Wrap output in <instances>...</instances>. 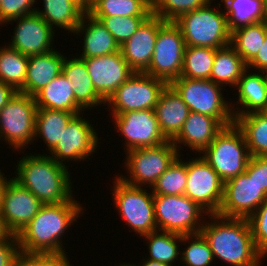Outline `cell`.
Returning <instances> with one entry per match:
<instances>
[{
    "mask_svg": "<svg viewBox=\"0 0 267 266\" xmlns=\"http://www.w3.org/2000/svg\"><path fill=\"white\" fill-rule=\"evenodd\" d=\"M7 232L4 230V227L1 223V218H0V238L3 237Z\"/></svg>",
    "mask_w": 267,
    "mask_h": 266,
    "instance_id": "53",
    "label": "cell"
},
{
    "mask_svg": "<svg viewBox=\"0 0 267 266\" xmlns=\"http://www.w3.org/2000/svg\"><path fill=\"white\" fill-rule=\"evenodd\" d=\"M119 264H120L119 266H137L135 264L132 265V264H129V263H127V264L126 263L125 264L124 263L123 264L119 263Z\"/></svg>",
    "mask_w": 267,
    "mask_h": 266,
    "instance_id": "56",
    "label": "cell"
},
{
    "mask_svg": "<svg viewBox=\"0 0 267 266\" xmlns=\"http://www.w3.org/2000/svg\"><path fill=\"white\" fill-rule=\"evenodd\" d=\"M71 85V81L67 80L62 73L59 74L33 96L37 108L82 113L83 110L76 104Z\"/></svg>",
    "mask_w": 267,
    "mask_h": 266,
    "instance_id": "27",
    "label": "cell"
},
{
    "mask_svg": "<svg viewBox=\"0 0 267 266\" xmlns=\"http://www.w3.org/2000/svg\"><path fill=\"white\" fill-rule=\"evenodd\" d=\"M223 128L225 126L218 119L190 111L181 131L172 140V143L180 155L179 147H182L181 145H186L187 148L189 147L195 153L200 152L201 154Z\"/></svg>",
    "mask_w": 267,
    "mask_h": 266,
    "instance_id": "21",
    "label": "cell"
},
{
    "mask_svg": "<svg viewBox=\"0 0 267 266\" xmlns=\"http://www.w3.org/2000/svg\"><path fill=\"white\" fill-rule=\"evenodd\" d=\"M17 161L16 176L12 177L43 204L68 202L73 197L70 171L51 155H26Z\"/></svg>",
    "mask_w": 267,
    "mask_h": 266,
    "instance_id": "3",
    "label": "cell"
},
{
    "mask_svg": "<svg viewBox=\"0 0 267 266\" xmlns=\"http://www.w3.org/2000/svg\"><path fill=\"white\" fill-rule=\"evenodd\" d=\"M215 54V48L186 46L180 77L209 79Z\"/></svg>",
    "mask_w": 267,
    "mask_h": 266,
    "instance_id": "37",
    "label": "cell"
},
{
    "mask_svg": "<svg viewBox=\"0 0 267 266\" xmlns=\"http://www.w3.org/2000/svg\"><path fill=\"white\" fill-rule=\"evenodd\" d=\"M16 22L11 38V48L26 56L48 53L53 49L55 30L36 12L10 20ZM16 29V30H15Z\"/></svg>",
    "mask_w": 267,
    "mask_h": 266,
    "instance_id": "18",
    "label": "cell"
},
{
    "mask_svg": "<svg viewBox=\"0 0 267 266\" xmlns=\"http://www.w3.org/2000/svg\"><path fill=\"white\" fill-rule=\"evenodd\" d=\"M229 30L267 20L265 0H221Z\"/></svg>",
    "mask_w": 267,
    "mask_h": 266,
    "instance_id": "33",
    "label": "cell"
},
{
    "mask_svg": "<svg viewBox=\"0 0 267 266\" xmlns=\"http://www.w3.org/2000/svg\"><path fill=\"white\" fill-rule=\"evenodd\" d=\"M74 199L58 204H43L35 217L17 237L20 252L25 254L64 253L62 235L83 214ZM61 238V239H60Z\"/></svg>",
    "mask_w": 267,
    "mask_h": 266,
    "instance_id": "1",
    "label": "cell"
},
{
    "mask_svg": "<svg viewBox=\"0 0 267 266\" xmlns=\"http://www.w3.org/2000/svg\"><path fill=\"white\" fill-rule=\"evenodd\" d=\"M154 112L162 134L172 141L181 131L190 110L177 92L167 84L158 98Z\"/></svg>",
    "mask_w": 267,
    "mask_h": 266,
    "instance_id": "22",
    "label": "cell"
},
{
    "mask_svg": "<svg viewBox=\"0 0 267 266\" xmlns=\"http://www.w3.org/2000/svg\"><path fill=\"white\" fill-rule=\"evenodd\" d=\"M20 253L17 235L6 233L0 238V266H12Z\"/></svg>",
    "mask_w": 267,
    "mask_h": 266,
    "instance_id": "45",
    "label": "cell"
},
{
    "mask_svg": "<svg viewBox=\"0 0 267 266\" xmlns=\"http://www.w3.org/2000/svg\"><path fill=\"white\" fill-rule=\"evenodd\" d=\"M1 170V169H0ZM4 176V177H3ZM11 178H6L4 173H2L0 171V208H1V204H2V197H3V193H4V190H5V187L8 183V181L10 180Z\"/></svg>",
    "mask_w": 267,
    "mask_h": 266,
    "instance_id": "51",
    "label": "cell"
},
{
    "mask_svg": "<svg viewBox=\"0 0 267 266\" xmlns=\"http://www.w3.org/2000/svg\"><path fill=\"white\" fill-rule=\"evenodd\" d=\"M75 115L64 110L37 108L35 137H42L50 152L61 140L64 129Z\"/></svg>",
    "mask_w": 267,
    "mask_h": 266,
    "instance_id": "29",
    "label": "cell"
},
{
    "mask_svg": "<svg viewBox=\"0 0 267 266\" xmlns=\"http://www.w3.org/2000/svg\"><path fill=\"white\" fill-rule=\"evenodd\" d=\"M167 83L151 75L135 72L105 101L112 114L154 109Z\"/></svg>",
    "mask_w": 267,
    "mask_h": 266,
    "instance_id": "12",
    "label": "cell"
},
{
    "mask_svg": "<svg viewBox=\"0 0 267 266\" xmlns=\"http://www.w3.org/2000/svg\"><path fill=\"white\" fill-rule=\"evenodd\" d=\"M125 153L127 157L124 166L130 178L126 175L118 177L129 185L141 187L148 184L150 188L180 155L171 140L159 146L133 149Z\"/></svg>",
    "mask_w": 267,
    "mask_h": 266,
    "instance_id": "8",
    "label": "cell"
},
{
    "mask_svg": "<svg viewBox=\"0 0 267 266\" xmlns=\"http://www.w3.org/2000/svg\"><path fill=\"white\" fill-rule=\"evenodd\" d=\"M43 3V10L35 12L53 29L60 27L74 34L84 13L69 0H43Z\"/></svg>",
    "mask_w": 267,
    "mask_h": 266,
    "instance_id": "32",
    "label": "cell"
},
{
    "mask_svg": "<svg viewBox=\"0 0 267 266\" xmlns=\"http://www.w3.org/2000/svg\"><path fill=\"white\" fill-rule=\"evenodd\" d=\"M154 211L158 231L181 235L199 233L207 213L184 194L154 195Z\"/></svg>",
    "mask_w": 267,
    "mask_h": 266,
    "instance_id": "10",
    "label": "cell"
},
{
    "mask_svg": "<svg viewBox=\"0 0 267 266\" xmlns=\"http://www.w3.org/2000/svg\"><path fill=\"white\" fill-rule=\"evenodd\" d=\"M234 123L245 137L250 156H267V112L234 116Z\"/></svg>",
    "mask_w": 267,
    "mask_h": 266,
    "instance_id": "30",
    "label": "cell"
},
{
    "mask_svg": "<svg viewBox=\"0 0 267 266\" xmlns=\"http://www.w3.org/2000/svg\"><path fill=\"white\" fill-rule=\"evenodd\" d=\"M83 59L96 92L105 101L135 73L123 58L121 51Z\"/></svg>",
    "mask_w": 267,
    "mask_h": 266,
    "instance_id": "19",
    "label": "cell"
},
{
    "mask_svg": "<svg viewBox=\"0 0 267 266\" xmlns=\"http://www.w3.org/2000/svg\"><path fill=\"white\" fill-rule=\"evenodd\" d=\"M263 75H264V78H265V82H266V86H267V69H264L262 71Z\"/></svg>",
    "mask_w": 267,
    "mask_h": 266,
    "instance_id": "54",
    "label": "cell"
},
{
    "mask_svg": "<svg viewBox=\"0 0 267 266\" xmlns=\"http://www.w3.org/2000/svg\"><path fill=\"white\" fill-rule=\"evenodd\" d=\"M267 199L253 177L245 173L224 182L223 200L217 215L248 219Z\"/></svg>",
    "mask_w": 267,
    "mask_h": 266,
    "instance_id": "16",
    "label": "cell"
},
{
    "mask_svg": "<svg viewBox=\"0 0 267 266\" xmlns=\"http://www.w3.org/2000/svg\"><path fill=\"white\" fill-rule=\"evenodd\" d=\"M61 73L71 81L76 104L83 110L105 105V100L96 92L88 74L85 60L80 57L64 58ZM91 107V108H90Z\"/></svg>",
    "mask_w": 267,
    "mask_h": 266,
    "instance_id": "24",
    "label": "cell"
},
{
    "mask_svg": "<svg viewBox=\"0 0 267 266\" xmlns=\"http://www.w3.org/2000/svg\"><path fill=\"white\" fill-rule=\"evenodd\" d=\"M202 154L224 182L244 173L251 157L245 137L235 123L223 128Z\"/></svg>",
    "mask_w": 267,
    "mask_h": 266,
    "instance_id": "5",
    "label": "cell"
},
{
    "mask_svg": "<svg viewBox=\"0 0 267 266\" xmlns=\"http://www.w3.org/2000/svg\"><path fill=\"white\" fill-rule=\"evenodd\" d=\"M213 0H155L152 13L163 21H175L184 13L196 10Z\"/></svg>",
    "mask_w": 267,
    "mask_h": 266,
    "instance_id": "40",
    "label": "cell"
},
{
    "mask_svg": "<svg viewBox=\"0 0 267 266\" xmlns=\"http://www.w3.org/2000/svg\"><path fill=\"white\" fill-rule=\"evenodd\" d=\"M99 20L113 35L114 40L122 46L137 31L147 17H93Z\"/></svg>",
    "mask_w": 267,
    "mask_h": 266,
    "instance_id": "41",
    "label": "cell"
},
{
    "mask_svg": "<svg viewBox=\"0 0 267 266\" xmlns=\"http://www.w3.org/2000/svg\"><path fill=\"white\" fill-rule=\"evenodd\" d=\"M247 68L261 72L267 69V34L263 45H261L257 55L247 64Z\"/></svg>",
    "mask_w": 267,
    "mask_h": 266,
    "instance_id": "47",
    "label": "cell"
},
{
    "mask_svg": "<svg viewBox=\"0 0 267 266\" xmlns=\"http://www.w3.org/2000/svg\"><path fill=\"white\" fill-rule=\"evenodd\" d=\"M89 14L92 17H148L152 7L145 0H97Z\"/></svg>",
    "mask_w": 267,
    "mask_h": 266,
    "instance_id": "35",
    "label": "cell"
},
{
    "mask_svg": "<svg viewBox=\"0 0 267 266\" xmlns=\"http://www.w3.org/2000/svg\"><path fill=\"white\" fill-rule=\"evenodd\" d=\"M43 203L11 178L4 190L0 218L4 230L18 235L35 217Z\"/></svg>",
    "mask_w": 267,
    "mask_h": 266,
    "instance_id": "15",
    "label": "cell"
},
{
    "mask_svg": "<svg viewBox=\"0 0 267 266\" xmlns=\"http://www.w3.org/2000/svg\"><path fill=\"white\" fill-rule=\"evenodd\" d=\"M143 264L141 266H169L165 263L159 262V261H155V260H151V259H144L143 260ZM140 266V265H137Z\"/></svg>",
    "mask_w": 267,
    "mask_h": 266,
    "instance_id": "52",
    "label": "cell"
},
{
    "mask_svg": "<svg viewBox=\"0 0 267 266\" xmlns=\"http://www.w3.org/2000/svg\"><path fill=\"white\" fill-rule=\"evenodd\" d=\"M113 200L119 214L141 237L157 231L154 211V194L148 189L124 183L118 176L114 178Z\"/></svg>",
    "mask_w": 267,
    "mask_h": 266,
    "instance_id": "7",
    "label": "cell"
},
{
    "mask_svg": "<svg viewBox=\"0 0 267 266\" xmlns=\"http://www.w3.org/2000/svg\"><path fill=\"white\" fill-rule=\"evenodd\" d=\"M169 85L177 92L190 111L212 116L225 127L234 124L231 103L224 99L221 92L222 85L209 79L199 80L184 77L172 80Z\"/></svg>",
    "mask_w": 267,
    "mask_h": 266,
    "instance_id": "6",
    "label": "cell"
},
{
    "mask_svg": "<svg viewBox=\"0 0 267 266\" xmlns=\"http://www.w3.org/2000/svg\"><path fill=\"white\" fill-rule=\"evenodd\" d=\"M12 266H39V254H25L20 252L15 257Z\"/></svg>",
    "mask_w": 267,
    "mask_h": 266,
    "instance_id": "48",
    "label": "cell"
},
{
    "mask_svg": "<svg viewBox=\"0 0 267 266\" xmlns=\"http://www.w3.org/2000/svg\"><path fill=\"white\" fill-rule=\"evenodd\" d=\"M265 5H266V18H267V0H265Z\"/></svg>",
    "mask_w": 267,
    "mask_h": 266,
    "instance_id": "57",
    "label": "cell"
},
{
    "mask_svg": "<svg viewBox=\"0 0 267 266\" xmlns=\"http://www.w3.org/2000/svg\"><path fill=\"white\" fill-rule=\"evenodd\" d=\"M36 0H1L0 24L4 25L10 20L32 14L36 8H32Z\"/></svg>",
    "mask_w": 267,
    "mask_h": 266,
    "instance_id": "43",
    "label": "cell"
},
{
    "mask_svg": "<svg viewBox=\"0 0 267 266\" xmlns=\"http://www.w3.org/2000/svg\"><path fill=\"white\" fill-rule=\"evenodd\" d=\"M145 241L149 243L148 250L149 256L148 259L159 261L165 263L169 266H173L175 260H177L179 254V242H182V235L172 232L165 231H155L147 235Z\"/></svg>",
    "mask_w": 267,
    "mask_h": 266,
    "instance_id": "36",
    "label": "cell"
},
{
    "mask_svg": "<svg viewBox=\"0 0 267 266\" xmlns=\"http://www.w3.org/2000/svg\"><path fill=\"white\" fill-rule=\"evenodd\" d=\"M257 250L267 257V199L248 218Z\"/></svg>",
    "mask_w": 267,
    "mask_h": 266,
    "instance_id": "42",
    "label": "cell"
},
{
    "mask_svg": "<svg viewBox=\"0 0 267 266\" xmlns=\"http://www.w3.org/2000/svg\"><path fill=\"white\" fill-rule=\"evenodd\" d=\"M92 4L95 3L97 0H89Z\"/></svg>",
    "mask_w": 267,
    "mask_h": 266,
    "instance_id": "58",
    "label": "cell"
},
{
    "mask_svg": "<svg viewBox=\"0 0 267 266\" xmlns=\"http://www.w3.org/2000/svg\"><path fill=\"white\" fill-rule=\"evenodd\" d=\"M187 184L184 195L207 214H217L223 200L224 181L200 156L186 161Z\"/></svg>",
    "mask_w": 267,
    "mask_h": 266,
    "instance_id": "13",
    "label": "cell"
},
{
    "mask_svg": "<svg viewBox=\"0 0 267 266\" xmlns=\"http://www.w3.org/2000/svg\"><path fill=\"white\" fill-rule=\"evenodd\" d=\"M83 118V114H76L64 129L61 140L49 152L56 162L65 165L63 162L73 159L75 162L85 161L99 146V139L93 125Z\"/></svg>",
    "mask_w": 267,
    "mask_h": 266,
    "instance_id": "17",
    "label": "cell"
},
{
    "mask_svg": "<svg viewBox=\"0 0 267 266\" xmlns=\"http://www.w3.org/2000/svg\"><path fill=\"white\" fill-rule=\"evenodd\" d=\"M151 7L153 6L155 0H145Z\"/></svg>",
    "mask_w": 267,
    "mask_h": 266,
    "instance_id": "55",
    "label": "cell"
},
{
    "mask_svg": "<svg viewBox=\"0 0 267 266\" xmlns=\"http://www.w3.org/2000/svg\"><path fill=\"white\" fill-rule=\"evenodd\" d=\"M126 150L159 146L168 141L162 134L154 109L111 114Z\"/></svg>",
    "mask_w": 267,
    "mask_h": 266,
    "instance_id": "14",
    "label": "cell"
},
{
    "mask_svg": "<svg viewBox=\"0 0 267 266\" xmlns=\"http://www.w3.org/2000/svg\"><path fill=\"white\" fill-rule=\"evenodd\" d=\"M246 68L247 64L229 44L216 49L209 80L222 86L227 84L234 88Z\"/></svg>",
    "mask_w": 267,
    "mask_h": 266,
    "instance_id": "28",
    "label": "cell"
},
{
    "mask_svg": "<svg viewBox=\"0 0 267 266\" xmlns=\"http://www.w3.org/2000/svg\"><path fill=\"white\" fill-rule=\"evenodd\" d=\"M77 6L84 14H89L93 4L89 0H69Z\"/></svg>",
    "mask_w": 267,
    "mask_h": 266,
    "instance_id": "50",
    "label": "cell"
},
{
    "mask_svg": "<svg viewBox=\"0 0 267 266\" xmlns=\"http://www.w3.org/2000/svg\"><path fill=\"white\" fill-rule=\"evenodd\" d=\"M244 173L267 194V156H251Z\"/></svg>",
    "mask_w": 267,
    "mask_h": 266,
    "instance_id": "44",
    "label": "cell"
},
{
    "mask_svg": "<svg viewBox=\"0 0 267 266\" xmlns=\"http://www.w3.org/2000/svg\"><path fill=\"white\" fill-rule=\"evenodd\" d=\"M179 158L180 155L152 186L154 195L174 196L184 194L187 184L186 161Z\"/></svg>",
    "mask_w": 267,
    "mask_h": 266,
    "instance_id": "38",
    "label": "cell"
},
{
    "mask_svg": "<svg viewBox=\"0 0 267 266\" xmlns=\"http://www.w3.org/2000/svg\"><path fill=\"white\" fill-rule=\"evenodd\" d=\"M211 2L179 16L174 23L180 28L186 46L222 48L230 44L228 19Z\"/></svg>",
    "mask_w": 267,
    "mask_h": 266,
    "instance_id": "4",
    "label": "cell"
},
{
    "mask_svg": "<svg viewBox=\"0 0 267 266\" xmlns=\"http://www.w3.org/2000/svg\"><path fill=\"white\" fill-rule=\"evenodd\" d=\"M267 34V20L244 25L231 31L230 45L248 64L258 53Z\"/></svg>",
    "mask_w": 267,
    "mask_h": 266,
    "instance_id": "31",
    "label": "cell"
},
{
    "mask_svg": "<svg viewBox=\"0 0 267 266\" xmlns=\"http://www.w3.org/2000/svg\"><path fill=\"white\" fill-rule=\"evenodd\" d=\"M160 17L150 14L128 39L120 51L129 67L137 73L145 72L152 59L158 29L165 23Z\"/></svg>",
    "mask_w": 267,
    "mask_h": 266,
    "instance_id": "20",
    "label": "cell"
},
{
    "mask_svg": "<svg viewBox=\"0 0 267 266\" xmlns=\"http://www.w3.org/2000/svg\"><path fill=\"white\" fill-rule=\"evenodd\" d=\"M186 43L174 21H166L159 29L152 59L145 74L169 84L182 72Z\"/></svg>",
    "mask_w": 267,
    "mask_h": 266,
    "instance_id": "11",
    "label": "cell"
},
{
    "mask_svg": "<svg viewBox=\"0 0 267 266\" xmlns=\"http://www.w3.org/2000/svg\"><path fill=\"white\" fill-rule=\"evenodd\" d=\"M249 70V68H246L243 71L238 84L234 87L238 91L236 107L238 104L242 107L241 109L239 106L238 108H234L235 104L233 106L231 105L234 116L247 115L255 112H267V86L264 75L261 71L257 73L249 72L247 74Z\"/></svg>",
    "mask_w": 267,
    "mask_h": 266,
    "instance_id": "25",
    "label": "cell"
},
{
    "mask_svg": "<svg viewBox=\"0 0 267 266\" xmlns=\"http://www.w3.org/2000/svg\"><path fill=\"white\" fill-rule=\"evenodd\" d=\"M17 91L10 85L0 81V110L8 103Z\"/></svg>",
    "mask_w": 267,
    "mask_h": 266,
    "instance_id": "49",
    "label": "cell"
},
{
    "mask_svg": "<svg viewBox=\"0 0 267 266\" xmlns=\"http://www.w3.org/2000/svg\"><path fill=\"white\" fill-rule=\"evenodd\" d=\"M66 254H39V266H71Z\"/></svg>",
    "mask_w": 267,
    "mask_h": 266,
    "instance_id": "46",
    "label": "cell"
},
{
    "mask_svg": "<svg viewBox=\"0 0 267 266\" xmlns=\"http://www.w3.org/2000/svg\"><path fill=\"white\" fill-rule=\"evenodd\" d=\"M209 217L213 222H204L200 232L209 243L214 259H221L231 266L262 264L261 258L264 256L254 244L248 219L217 214H208Z\"/></svg>",
    "mask_w": 267,
    "mask_h": 266,
    "instance_id": "2",
    "label": "cell"
},
{
    "mask_svg": "<svg viewBox=\"0 0 267 266\" xmlns=\"http://www.w3.org/2000/svg\"><path fill=\"white\" fill-rule=\"evenodd\" d=\"M183 242L189 244L180 252V260L185 266H210L215 260L209 243L201 232L182 235Z\"/></svg>",
    "mask_w": 267,
    "mask_h": 266,
    "instance_id": "39",
    "label": "cell"
},
{
    "mask_svg": "<svg viewBox=\"0 0 267 266\" xmlns=\"http://www.w3.org/2000/svg\"><path fill=\"white\" fill-rule=\"evenodd\" d=\"M64 58L55 48L45 54L28 56L25 85L18 92L34 96L61 74Z\"/></svg>",
    "mask_w": 267,
    "mask_h": 266,
    "instance_id": "23",
    "label": "cell"
},
{
    "mask_svg": "<svg viewBox=\"0 0 267 266\" xmlns=\"http://www.w3.org/2000/svg\"><path fill=\"white\" fill-rule=\"evenodd\" d=\"M74 33L76 35L78 33L84 34L82 55L78 56L80 58L99 57L120 51L113 35L99 20L93 18L90 14L83 15Z\"/></svg>",
    "mask_w": 267,
    "mask_h": 266,
    "instance_id": "26",
    "label": "cell"
},
{
    "mask_svg": "<svg viewBox=\"0 0 267 266\" xmlns=\"http://www.w3.org/2000/svg\"><path fill=\"white\" fill-rule=\"evenodd\" d=\"M28 56L8 45L0 47V81L17 92L25 85Z\"/></svg>",
    "mask_w": 267,
    "mask_h": 266,
    "instance_id": "34",
    "label": "cell"
},
{
    "mask_svg": "<svg viewBox=\"0 0 267 266\" xmlns=\"http://www.w3.org/2000/svg\"><path fill=\"white\" fill-rule=\"evenodd\" d=\"M36 113L34 97L16 92L0 110L1 141L5 140L16 151H23L25 146L32 144L36 140Z\"/></svg>",
    "mask_w": 267,
    "mask_h": 266,
    "instance_id": "9",
    "label": "cell"
}]
</instances>
